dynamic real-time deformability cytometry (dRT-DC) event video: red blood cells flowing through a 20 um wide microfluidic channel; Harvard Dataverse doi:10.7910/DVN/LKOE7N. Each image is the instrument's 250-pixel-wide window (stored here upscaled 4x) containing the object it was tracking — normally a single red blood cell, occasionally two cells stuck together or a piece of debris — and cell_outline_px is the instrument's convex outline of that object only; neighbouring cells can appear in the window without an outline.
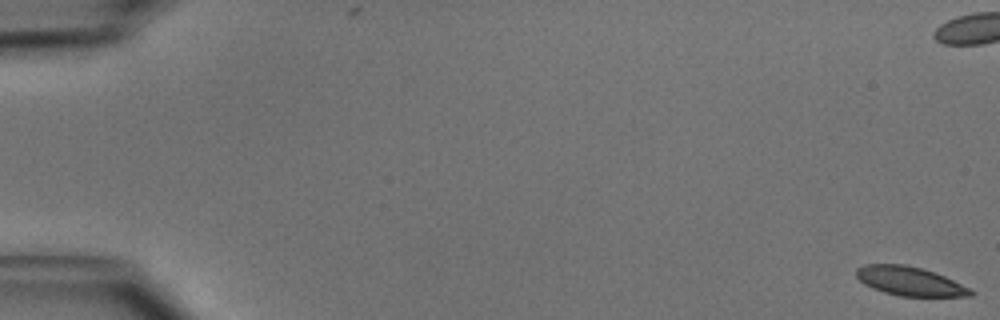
{"species": "common noctule bat (a hibernating species)", "species_latin": "Nyctalus noctula", "temperature_condition": "cold", "stored_images_in_passage": 53, "camera_frame_rate_fps": 3000, "um_per_image_px": 0.085, "animal": {"sex": "male", "body_mass_g": 15.6}, "frame": {"image": 1, "passage_image": 1, "time_ms": 0.0, "image_size_px": [1000, 320], "cell_outline_px": [[976, 292], [972, 296], [900, 296], [884, 292], [872, 288], [864, 284], [856, 276], [856, 268], [864, 264], [904, 264], [924, 268], [936, 272]], "centroid_in_image_um": [77.31, 23.89], "position_along_channel_um": 7.7, "area_um2": 19.31}}
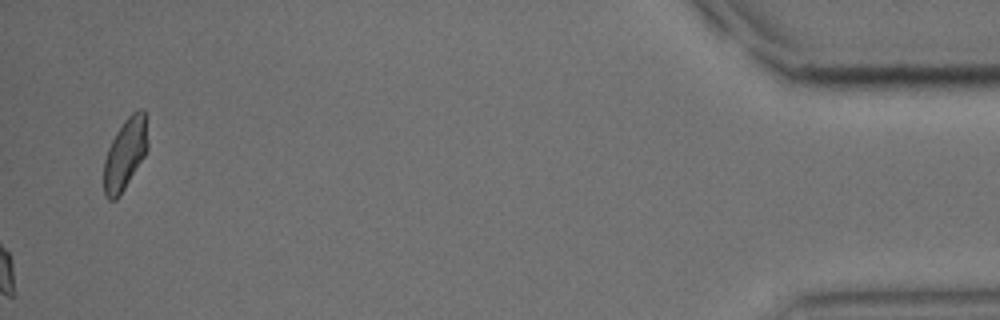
{"frame": {"image": 2, "passage_image": 53, "time_ms": 17.333, "image_size_px": [1000, 320], "cell_outline_px": [[148, 148], [144, 156], [120, 196], [116, 200], [108, 200], [104, 196], [104, 160], [108, 148], [116, 132], [124, 120], [132, 112], [140, 108], [144, 108], [148, 140]], "centroid_in_image_um": [10.63, 13.08], "position_along_channel_um": 424.6, "area_um2": 18.32}, "authors_computed_cell_mechanics": {"area_um2": 20.519, "velocity_mm_per_s": 3.9678, "shape_relaxation_time_tau1_ms": 3.1471, "shape_relaxation_time_tau2_ms": 8.6164, "deformation_change_tau1": 0.0767, "deformation_change_tau2": 0.1346}}